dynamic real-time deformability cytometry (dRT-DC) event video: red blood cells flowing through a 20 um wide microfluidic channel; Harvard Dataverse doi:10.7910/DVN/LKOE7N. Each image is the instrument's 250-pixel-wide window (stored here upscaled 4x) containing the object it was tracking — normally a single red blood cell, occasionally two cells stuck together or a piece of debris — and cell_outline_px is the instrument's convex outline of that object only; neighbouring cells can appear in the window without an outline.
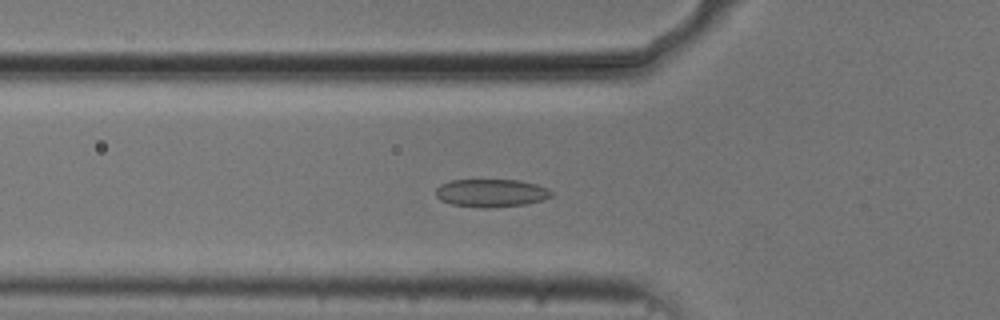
{"species": "common noctule bat (a hibernating species)", "species_latin": "Nyctalus noctula", "temperature_condition": "cold", "stored_images_in_passage": 54, "camera_frame_rate_fps": 3000, "um_per_image_px": 0.085, "animal": {"sex": "male", "body_mass_g": 20.5, "forearm_length_mm": 52.5}, "frame": {"image": 1, "passage_image": 19, "time_ms": 6.0, "image_size_px": [1000, 320], "cell_outline_px": [[552, 196], [544, 200], [524, 204], [480, 208], [452, 204], [440, 200], [436, 196], [436, 188], [440, 184], [452, 180], [520, 180], [536, 184], [548, 188], [552, 192]], "centroid_in_image_um": [41.75, 16.4], "position_along_channel_um": 84.1, "area_um2": 18.79}}
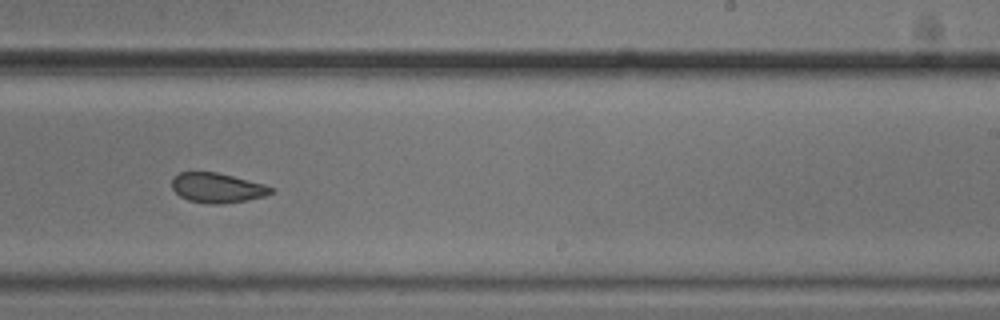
{"frame": {"image": 2, "passage_image": 34, "time_ms": 11.0, "image_size_px": [1000, 320], "cell_outline_px": [[272, 192], [264, 196], [224, 204], [208, 204], [188, 200], [180, 196], [172, 188], [172, 180], [180, 172], [216, 172], [264, 184], [272, 188]], "centroid_in_image_um": [18.43, 15.97], "position_along_channel_um": 270.6, "area_um2": 16.94}}
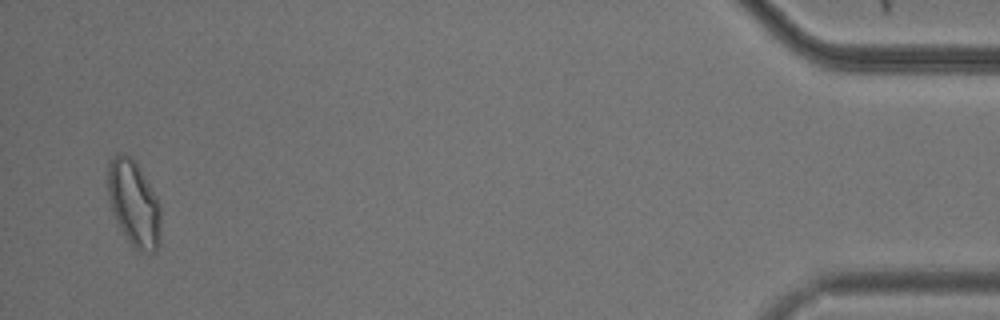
{"frame": {"image": 3, "passage_image": 53, "time_ms": 17.333, "image_size_px": [1000, 320], "cell_outline_px": [[160, 244], [156, 252], [140, 252], [132, 248], [124, 236], [116, 220], [108, 196], [108, 164], [116, 152], [124, 152], [140, 168], [156, 196], [160, 208]], "centroid_in_image_um": [11.38, 17.34], "position_along_channel_um": 423.8, "area_um2": 26.65}, "authors_computed_cell_mechanics": {"area_um2": 19.652, "velocity_mm_per_s": 3.7113, "shape_relaxation_time_tau1_ms": 3.1885, "shape_relaxation_time_tau2_ms": 1.5045, "deformation_change_tau1": 0.1019, "deformation_change_tau2": 0.0691}}